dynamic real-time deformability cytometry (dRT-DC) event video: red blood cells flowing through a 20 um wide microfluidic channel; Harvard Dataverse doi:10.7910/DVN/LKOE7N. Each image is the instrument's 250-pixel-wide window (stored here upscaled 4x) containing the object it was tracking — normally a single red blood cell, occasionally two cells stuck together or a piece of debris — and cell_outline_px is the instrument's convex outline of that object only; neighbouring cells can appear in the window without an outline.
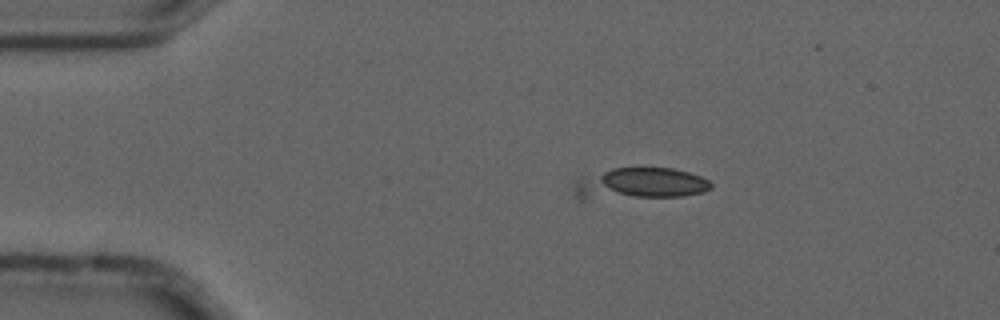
{"species": "common noctule bat (a hibernating species)", "species_latin": "Nyctalus noctula", "temperature_condition": "cold", "stored_images_in_passage": 7, "camera_frame_rate_fps": 3000, "um_per_image_px": 0.085, "animal": {"sex": "male", "forearm_length_mm": 52.5}, "frame": {"image": 1, "passage_image": 4, "time_ms": 1.0, "image_size_px": [1000, 320], "cell_outline_px": [[712, 188], [704, 192], [684, 196], [584, 200], [580, 200], [576, 196], [572, 188], [576, 180], [580, 176], [612, 168], [640, 164], [672, 168], [688, 172], [700, 176], [708, 180], [712, 184]], "centroid_in_image_um": [54.31, 15.58], "position_along_channel_um": 30.7, "area_um2": 26.65}}